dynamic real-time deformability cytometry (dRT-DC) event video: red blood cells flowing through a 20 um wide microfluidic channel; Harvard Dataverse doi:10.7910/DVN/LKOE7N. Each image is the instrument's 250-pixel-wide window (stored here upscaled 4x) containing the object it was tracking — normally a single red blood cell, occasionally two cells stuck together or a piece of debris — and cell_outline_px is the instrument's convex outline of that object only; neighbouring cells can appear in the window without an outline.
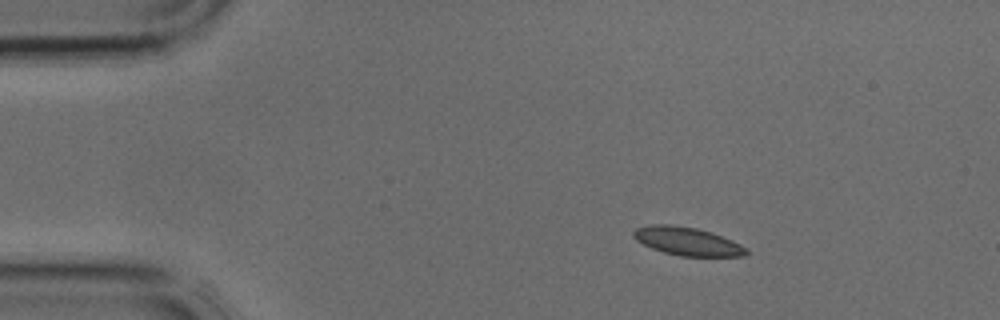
{"species": "common noctule bat (a hibernating species)", "species_latin": "Nyctalus noctula", "temperature_condition": "cold", "stored_images_in_passage": 1, "camera_frame_rate_fps": 3000, "um_per_image_px": 0.085, "animal": {"sex": "male", "body_mass_g": 17.9, "forearm_length_mm": 54.2}, "frame": {"image": 1, "passage_image": 1, "time_ms": 0.0, "image_size_px": [1000, 320], "cell_outline_px": [[748, 252], [744, 256], [680, 256], [664, 252], [652, 248], [636, 240], [632, 236], [632, 232], [636, 228], [652, 224], [672, 224], [696, 228], [712, 232], [732, 240], [748, 248]], "centroid_in_image_um": [58.42, 20.5], "position_along_channel_um": 26.6, "area_um2": 18.61}}